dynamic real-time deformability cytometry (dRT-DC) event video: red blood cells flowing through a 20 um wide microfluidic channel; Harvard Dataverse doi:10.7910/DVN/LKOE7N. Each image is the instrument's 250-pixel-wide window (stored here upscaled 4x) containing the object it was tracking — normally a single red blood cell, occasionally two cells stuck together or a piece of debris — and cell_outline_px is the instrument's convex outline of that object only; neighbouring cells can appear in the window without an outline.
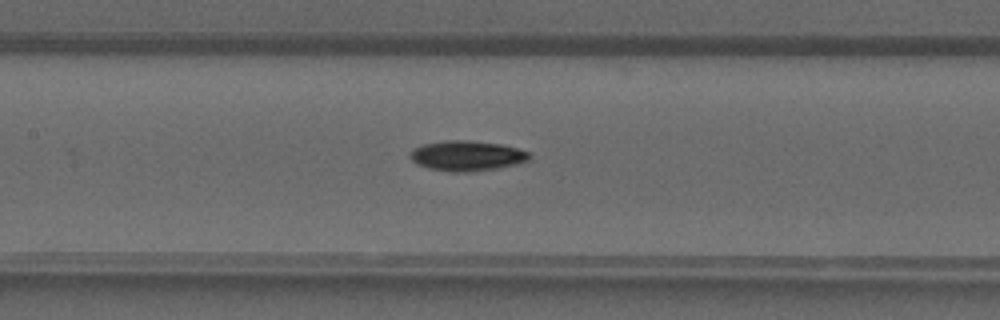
{"species": "common noctule bat (a hibernating species)", "species_latin": "Nyctalus noctula", "temperature_condition": "warm", "stored_images_in_passage": 33, "camera_frame_rate_fps": 3000, "um_per_image_px": 0.085, "animal": {"sex": "male", "forearm_length_mm": 52.5}, "frame": {"image": 1, "passage_image": 19, "time_ms": 6.0, "image_size_px": [1000, 320], "cell_outline_px": [[532, 156], [528, 160], [516, 164], [496, 168], [464, 172], [452, 172], [428, 168], [416, 164], [408, 156], [412, 148], [424, 144], [444, 140], [468, 140], [504, 144], [528, 152]], "centroid_in_image_um": [39.65, 13.23], "position_along_channel_um": 167.7, "area_um2": 21.04}}
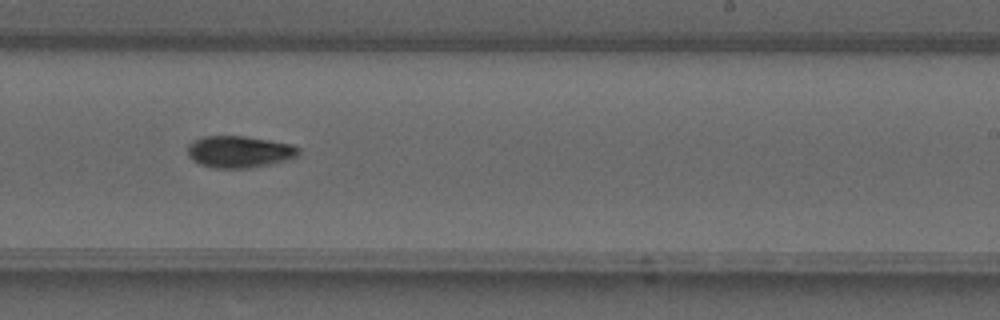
{"frame": {"image": 2, "passage_image": 25, "time_ms": 8.0, "image_size_px": [1000, 320], "cell_outline_px": [[300, 152], [292, 160], [248, 168], [212, 168], [200, 164], [192, 160], [188, 156], [188, 144], [204, 136], [244, 136], [292, 144], [300, 148]], "centroid_in_image_um": [20.37, 12.91], "position_along_channel_um": 268.6, "area_um2": 20.69}}
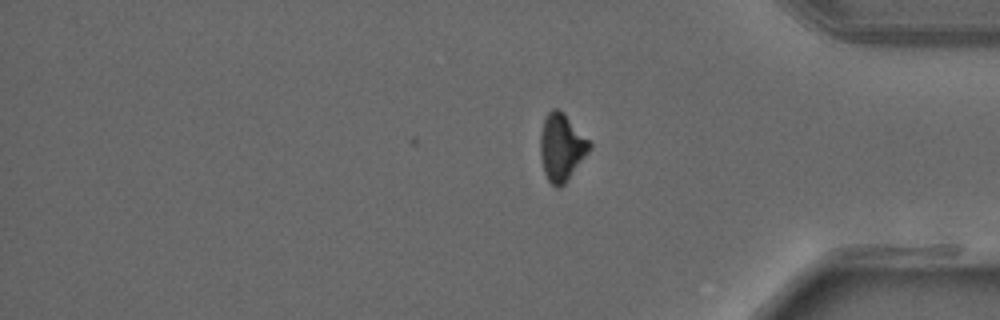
{"frame": {"image": 3, "passage_image": 33, "time_ms": 10.667, "image_size_px": [1000, 320], "cell_outline_px": [[592, 144], [588, 152], [564, 184], [560, 188], [556, 188], [548, 180], [544, 172], [540, 156], [540, 136], [544, 120], [548, 112], [552, 108], [556, 108]], "centroid_in_image_um": [47.69, 12.57], "position_along_channel_um": 387.5, "area_um2": 18.55}}